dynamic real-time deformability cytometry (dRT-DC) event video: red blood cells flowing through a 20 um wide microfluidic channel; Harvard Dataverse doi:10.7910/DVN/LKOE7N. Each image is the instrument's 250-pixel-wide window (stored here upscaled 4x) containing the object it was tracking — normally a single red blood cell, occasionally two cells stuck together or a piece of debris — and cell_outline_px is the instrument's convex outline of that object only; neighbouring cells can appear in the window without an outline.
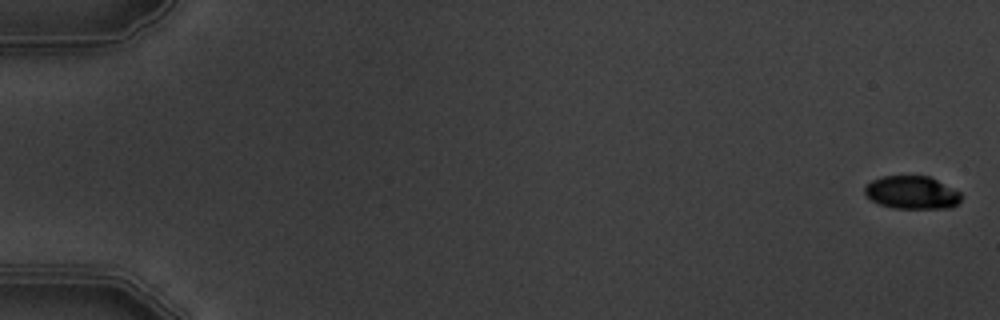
{"species": "common noctule bat (a hibernating species)", "species_latin": "Nyctalus noctula", "temperature_condition": "warm", "stored_images_in_passage": 6, "camera_frame_rate_fps": 3000, "um_per_image_px": 0.085, "animal": {"sex": "male", "body_mass_g": 19.5, "forearm_length_mm": 54.6}, "frame": {"image": 1, "passage_image": 1, "time_ms": 0.0, "image_size_px": [1000, 320], "cell_outline_px": [[960, 200], [952, 208], [892, 208], [880, 204], [872, 200], [864, 192], [864, 188], [872, 180], [884, 176], [928, 176], [960, 192]], "centroid_in_image_um": [77.5, 16.37], "position_along_channel_um": 7.5, "area_um2": 18.26}}
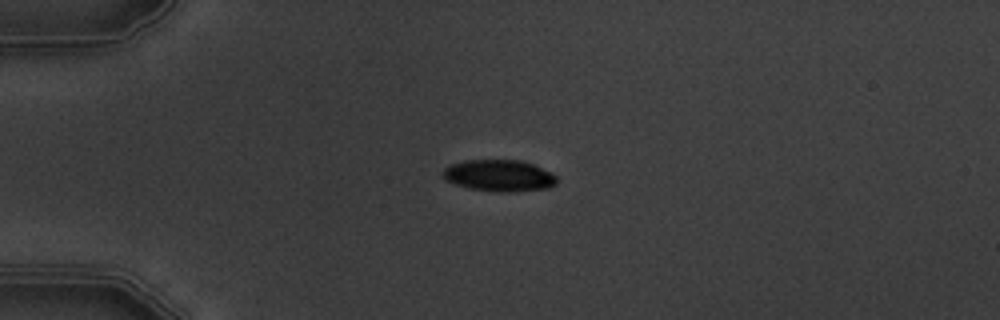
{"frame": {"image": 2, "passage_image": 5, "time_ms": 4.667, "image_size_px": [1000, 320], "cell_outline_px": [[556, 184], [548, 188], [516, 192], [500, 192], [468, 188], [444, 180], [440, 176], [440, 172], [444, 168], [452, 164], [464, 160], [520, 160], [532, 164], [552, 172], [556, 176]], "centroid_in_image_um": [42.39, 14.93], "position_along_channel_um": 42.6, "area_um2": 21.21}}